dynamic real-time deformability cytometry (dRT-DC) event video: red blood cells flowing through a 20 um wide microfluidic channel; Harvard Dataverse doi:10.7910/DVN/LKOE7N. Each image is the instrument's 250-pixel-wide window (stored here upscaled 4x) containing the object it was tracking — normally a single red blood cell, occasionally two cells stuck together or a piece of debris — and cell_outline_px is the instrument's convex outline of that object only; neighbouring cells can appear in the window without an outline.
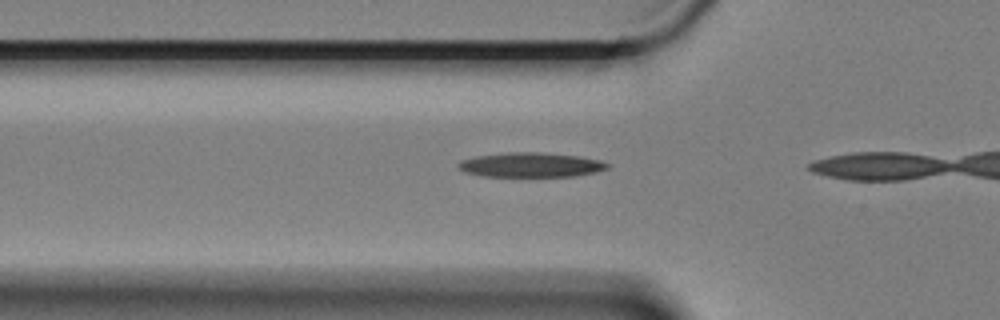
{"species": "Egyptian fruit bat (a non-hibernating species)", "species_latin": "Rousettus aegyptiacus", "temperature_condition": "cold", "stored_images_in_passage": 11, "camera_frame_rate_fps": 3000, "um_per_image_px": 0.085, "animal": {"sex": "female"}, "frame": {"image": 1, "passage_image": 10, "time_ms": 3.0, "image_size_px": [1000, 320], "cell_outline_px": [[612, 164], [608, 168], [596, 172], [572, 176], [484, 176], [464, 172], [456, 164], [460, 160], [476, 156], [504, 152], [540, 152], [580, 156], [600, 160]], "centroid_in_image_um": [45.13, 14.0], "position_along_channel_um": 80.7, "area_um2": 21.44}}